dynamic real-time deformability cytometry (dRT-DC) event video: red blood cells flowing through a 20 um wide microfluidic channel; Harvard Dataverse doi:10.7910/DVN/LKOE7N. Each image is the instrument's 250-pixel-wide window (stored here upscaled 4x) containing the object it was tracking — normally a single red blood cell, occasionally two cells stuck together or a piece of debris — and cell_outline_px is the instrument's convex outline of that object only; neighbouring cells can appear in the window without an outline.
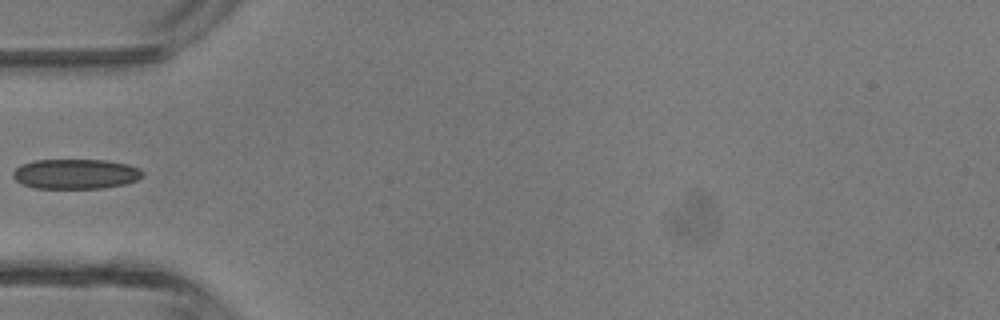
{"species": "common noctule bat (a hibernating species)", "species_latin": "Nyctalus noctula", "temperature_condition": "room temperature", "stored_images_in_passage": 4, "camera_frame_rate_fps": 3000, "um_per_image_px": 0.085, "animal": {"sex": "male", "body_mass_g": 13.3}, "frame": {"image": 1, "passage_image": 4, "time_ms": 3.667, "image_size_px": [1000, 320], "cell_outline_px": [[144, 176], [136, 180], [124, 184], [104, 188], [36, 188], [24, 184], [16, 180], [12, 176], [12, 172], [16, 168], [24, 164], [36, 160], [104, 160], [128, 164], [140, 168], [144, 172]], "centroid_in_image_um": [6.47, 14.78], "position_along_channel_um": 78.5, "area_um2": 22.54}}